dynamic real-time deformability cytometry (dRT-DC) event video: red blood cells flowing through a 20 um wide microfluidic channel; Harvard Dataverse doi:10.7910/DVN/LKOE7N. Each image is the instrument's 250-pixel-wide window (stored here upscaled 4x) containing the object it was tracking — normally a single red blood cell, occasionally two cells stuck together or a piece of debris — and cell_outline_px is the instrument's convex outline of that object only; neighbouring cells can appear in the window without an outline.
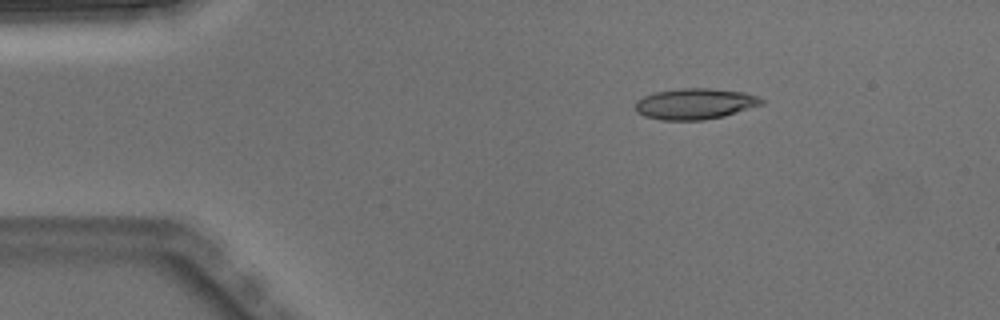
{"species": "Egyptian fruit bat (a non-hibernating species)", "species_latin": "Rousettus aegyptiacus", "temperature_condition": "warm", "stored_images_in_passage": 4, "camera_frame_rate_fps": 3000, "um_per_image_px": 0.085, "animal": {"sex": "male"}, "frame": {"image": 1, "passage_image": 2, "time_ms": 0.333, "image_size_px": [1000, 320], "cell_outline_px": [[764, 104], [724, 116], [704, 120], [660, 120], [644, 116], [636, 112], [636, 100], [644, 96], [656, 92], [680, 88], [708, 88], [744, 92], [756, 96], [764, 100]], "centroid_in_image_um": [59.07, 8.83], "position_along_channel_um": 25.9, "area_um2": 22.77}}
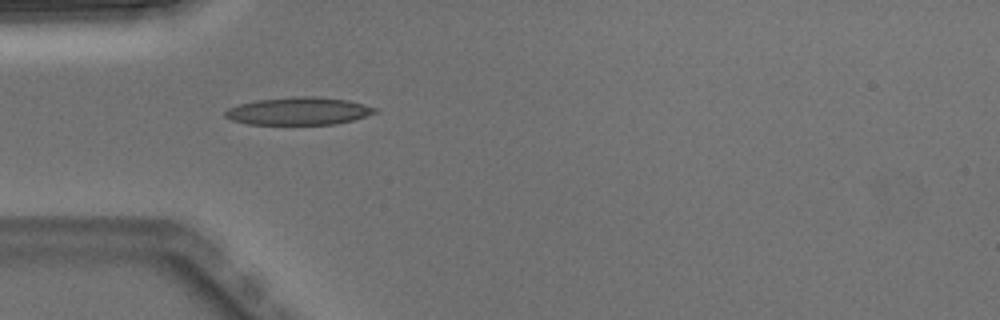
{"frame": {"image": 2, "passage_image": 3, "time_ms": 0.667, "image_size_px": [1000, 320], "cell_outline_px": [[376, 112], [352, 120], [336, 124], [248, 124], [232, 120], [224, 116], [224, 112], [228, 108], [240, 104], [256, 100], [292, 96], [312, 96], [348, 100], [364, 104], [376, 108]], "centroid_in_image_um": [25.35, 9.43], "position_along_channel_um": 59.6, "area_um2": 23.99}}